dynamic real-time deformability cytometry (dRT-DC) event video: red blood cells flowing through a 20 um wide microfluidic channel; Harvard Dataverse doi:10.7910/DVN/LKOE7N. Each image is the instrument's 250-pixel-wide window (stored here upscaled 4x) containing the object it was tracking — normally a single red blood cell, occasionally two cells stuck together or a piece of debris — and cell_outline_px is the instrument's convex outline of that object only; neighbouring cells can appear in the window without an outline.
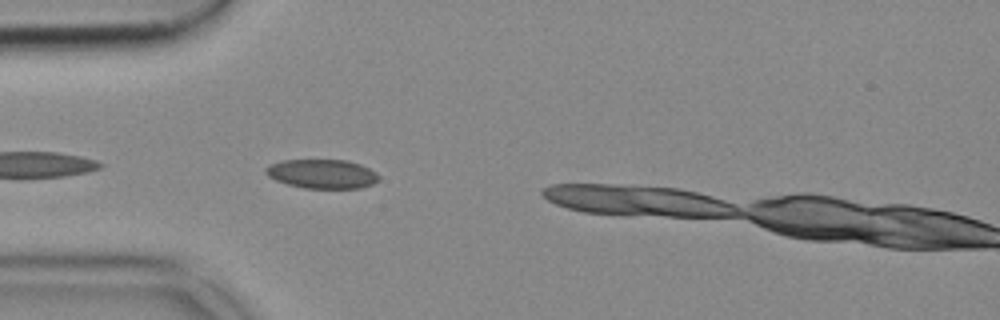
{"species": "common noctule bat (a hibernating species)", "species_latin": "Nyctalus noctula", "temperature_condition": "cold", "stored_images_in_passage": 17, "camera_frame_rate_fps": 3000, "um_per_image_px": 0.085, "animal": {"sex": "female", "body_mass_g": 18.4}, "frame": {"image": 1, "passage_image": 3, "time_ms": 0.667, "image_size_px": [1000, 320], "cell_outline_px": [[380, 180], [372, 184], [360, 188], [304, 188], [288, 184], [276, 180], [268, 176], [264, 172], [264, 168], [268, 164], [284, 160], [348, 160], [360, 164], [376, 172], [380, 176]], "centroid_in_image_um": [27.38, 14.77], "position_along_channel_um": 57.6, "area_um2": 19.31}}